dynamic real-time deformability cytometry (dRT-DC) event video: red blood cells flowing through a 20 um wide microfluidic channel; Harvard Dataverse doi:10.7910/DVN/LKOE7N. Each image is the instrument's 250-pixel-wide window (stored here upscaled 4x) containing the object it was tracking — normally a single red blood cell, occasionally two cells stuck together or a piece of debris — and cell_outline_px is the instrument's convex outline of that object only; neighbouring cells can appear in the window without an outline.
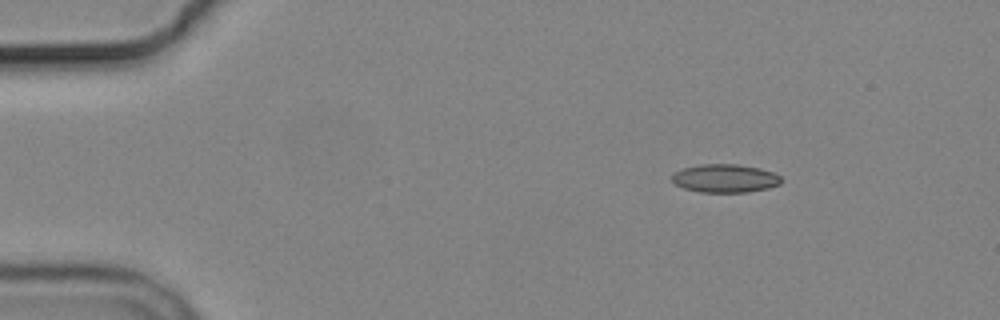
{"species": "common noctule bat (a hibernating species)", "species_latin": "Nyctalus noctula", "temperature_condition": "cold", "stored_images_in_passage": 3, "camera_frame_rate_fps": 3000, "um_per_image_px": 0.085, "animal": {"sex": "male", "body_mass_g": 19.2, "forearm_length_mm": 51.8}, "frame": {"image": 1, "passage_image": 3, "time_ms": 4.0, "image_size_px": [1000, 320], "cell_outline_px": [[780, 184], [768, 188], [748, 192], [700, 192], [684, 188], [676, 184], [672, 180], [672, 176], [676, 172], [684, 168], [700, 164], [736, 164], [760, 168], [772, 172], [780, 176]], "centroid_in_image_um": [61.64, 15.16], "position_along_channel_um": 23.4, "area_um2": 17.86}}